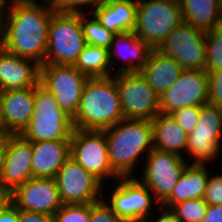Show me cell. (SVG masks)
I'll return each mask as SVG.
<instances>
[{
    "label": "cell",
    "mask_w": 222,
    "mask_h": 222,
    "mask_svg": "<svg viewBox=\"0 0 222 222\" xmlns=\"http://www.w3.org/2000/svg\"><path fill=\"white\" fill-rule=\"evenodd\" d=\"M88 77L74 65L43 64L40 83L56 98L63 112L73 119L78 111L83 87Z\"/></svg>",
    "instance_id": "10"
},
{
    "label": "cell",
    "mask_w": 222,
    "mask_h": 222,
    "mask_svg": "<svg viewBox=\"0 0 222 222\" xmlns=\"http://www.w3.org/2000/svg\"><path fill=\"white\" fill-rule=\"evenodd\" d=\"M105 0H49L48 7L53 13L90 14ZM85 8V11L83 8Z\"/></svg>",
    "instance_id": "30"
},
{
    "label": "cell",
    "mask_w": 222,
    "mask_h": 222,
    "mask_svg": "<svg viewBox=\"0 0 222 222\" xmlns=\"http://www.w3.org/2000/svg\"><path fill=\"white\" fill-rule=\"evenodd\" d=\"M32 142L20 134L6 136V152L0 186L12 193L24 184L32 174Z\"/></svg>",
    "instance_id": "17"
},
{
    "label": "cell",
    "mask_w": 222,
    "mask_h": 222,
    "mask_svg": "<svg viewBox=\"0 0 222 222\" xmlns=\"http://www.w3.org/2000/svg\"><path fill=\"white\" fill-rule=\"evenodd\" d=\"M53 216L55 222H89L90 204H63Z\"/></svg>",
    "instance_id": "32"
},
{
    "label": "cell",
    "mask_w": 222,
    "mask_h": 222,
    "mask_svg": "<svg viewBox=\"0 0 222 222\" xmlns=\"http://www.w3.org/2000/svg\"><path fill=\"white\" fill-rule=\"evenodd\" d=\"M81 14L82 27L86 44L99 46L107 50L110 49L111 43L115 36L114 33L108 31L93 13Z\"/></svg>",
    "instance_id": "28"
},
{
    "label": "cell",
    "mask_w": 222,
    "mask_h": 222,
    "mask_svg": "<svg viewBox=\"0 0 222 222\" xmlns=\"http://www.w3.org/2000/svg\"><path fill=\"white\" fill-rule=\"evenodd\" d=\"M218 8H219V12L222 16V0H218Z\"/></svg>",
    "instance_id": "46"
},
{
    "label": "cell",
    "mask_w": 222,
    "mask_h": 222,
    "mask_svg": "<svg viewBox=\"0 0 222 222\" xmlns=\"http://www.w3.org/2000/svg\"><path fill=\"white\" fill-rule=\"evenodd\" d=\"M209 83L208 104L222 108V70L206 71Z\"/></svg>",
    "instance_id": "35"
},
{
    "label": "cell",
    "mask_w": 222,
    "mask_h": 222,
    "mask_svg": "<svg viewBox=\"0 0 222 222\" xmlns=\"http://www.w3.org/2000/svg\"><path fill=\"white\" fill-rule=\"evenodd\" d=\"M11 202L18 209L48 215L63 205L55 178H30L11 193Z\"/></svg>",
    "instance_id": "16"
},
{
    "label": "cell",
    "mask_w": 222,
    "mask_h": 222,
    "mask_svg": "<svg viewBox=\"0 0 222 222\" xmlns=\"http://www.w3.org/2000/svg\"><path fill=\"white\" fill-rule=\"evenodd\" d=\"M183 22L203 32L212 31L222 17L218 0H179Z\"/></svg>",
    "instance_id": "26"
},
{
    "label": "cell",
    "mask_w": 222,
    "mask_h": 222,
    "mask_svg": "<svg viewBox=\"0 0 222 222\" xmlns=\"http://www.w3.org/2000/svg\"><path fill=\"white\" fill-rule=\"evenodd\" d=\"M40 64L14 55L0 46V91H17L40 82Z\"/></svg>",
    "instance_id": "19"
},
{
    "label": "cell",
    "mask_w": 222,
    "mask_h": 222,
    "mask_svg": "<svg viewBox=\"0 0 222 222\" xmlns=\"http://www.w3.org/2000/svg\"><path fill=\"white\" fill-rule=\"evenodd\" d=\"M32 174L35 178H55L70 157V140L32 142Z\"/></svg>",
    "instance_id": "21"
},
{
    "label": "cell",
    "mask_w": 222,
    "mask_h": 222,
    "mask_svg": "<svg viewBox=\"0 0 222 222\" xmlns=\"http://www.w3.org/2000/svg\"><path fill=\"white\" fill-rule=\"evenodd\" d=\"M89 222H122L104 197L90 204Z\"/></svg>",
    "instance_id": "34"
},
{
    "label": "cell",
    "mask_w": 222,
    "mask_h": 222,
    "mask_svg": "<svg viewBox=\"0 0 222 222\" xmlns=\"http://www.w3.org/2000/svg\"><path fill=\"white\" fill-rule=\"evenodd\" d=\"M123 116L152 120L159 113L160 95L140 72L115 74Z\"/></svg>",
    "instance_id": "11"
},
{
    "label": "cell",
    "mask_w": 222,
    "mask_h": 222,
    "mask_svg": "<svg viewBox=\"0 0 222 222\" xmlns=\"http://www.w3.org/2000/svg\"><path fill=\"white\" fill-rule=\"evenodd\" d=\"M115 182L116 186L113 191L110 189L106 193L105 200L122 222H142L152 216L151 211L155 207L160 206L154 194L138 176L119 177Z\"/></svg>",
    "instance_id": "7"
},
{
    "label": "cell",
    "mask_w": 222,
    "mask_h": 222,
    "mask_svg": "<svg viewBox=\"0 0 222 222\" xmlns=\"http://www.w3.org/2000/svg\"><path fill=\"white\" fill-rule=\"evenodd\" d=\"M123 119L115 74L88 78L82 90L77 114L72 119L74 128L104 130Z\"/></svg>",
    "instance_id": "3"
},
{
    "label": "cell",
    "mask_w": 222,
    "mask_h": 222,
    "mask_svg": "<svg viewBox=\"0 0 222 222\" xmlns=\"http://www.w3.org/2000/svg\"><path fill=\"white\" fill-rule=\"evenodd\" d=\"M209 101L206 70H184L180 77L160 95L159 113L172 112L190 106H202Z\"/></svg>",
    "instance_id": "15"
},
{
    "label": "cell",
    "mask_w": 222,
    "mask_h": 222,
    "mask_svg": "<svg viewBox=\"0 0 222 222\" xmlns=\"http://www.w3.org/2000/svg\"><path fill=\"white\" fill-rule=\"evenodd\" d=\"M0 222H18V208L12 202L0 212Z\"/></svg>",
    "instance_id": "40"
},
{
    "label": "cell",
    "mask_w": 222,
    "mask_h": 222,
    "mask_svg": "<svg viewBox=\"0 0 222 222\" xmlns=\"http://www.w3.org/2000/svg\"><path fill=\"white\" fill-rule=\"evenodd\" d=\"M151 124L153 128V148L181 157L186 155L188 134L171 115L158 113L151 120Z\"/></svg>",
    "instance_id": "24"
},
{
    "label": "cell",
    "mask_w": 222,
    "mask_h": 222,
    "mask_svg": "<svg viewBox=\"0 0 222 222\" xmlns=\"http://www.w3.org/2000/svg\"><path fill=\"white\" fill-rule=\"evenodd\" d=\"M86 45L81 14L53 13L44 64L74 65Z\"/></svg>",
    "instance_id": "6"
},
{
    "label": "cell",
    "mask_w": 222,
    "mask_h": 222,
    "mask_svg": "<svg viewBox=\"0 0 222 222\" xmlns=\"http://www.w3.org/2000/svg\"><path fill=\"white\" fill-rule=\"evenodd\" d=\"M212 32L220 39H222V17L214 25Z\"/></svg>",
    "instance_id": "44"
},
{
    "label": "cell",
    "mask_w": 222,
    "mask_h": 222,
    "mask_svg": "<svg viewBox=\"0 0 222 222\" xmlns=\"http://www.w3.org/2000/svg\"><path fill=\"white\" fill-rule=\"evenodd\" d=\"M6 152V137L0 136V179L3 173Z\"/></svg>",
    "instance_id": "42"
},
{
    "label": "cell",
    "mask_w": 222,
    "mask_h": 222,
    "mask_svg": "<svg viewBox=\"0 0 222 222\" xmlns=\"http://www.w3.org/2000/svg\"><path fill=\"white\" fill-rule=\"evenodd\" d=\"M206 71L222 70V39L212 31L206 32Z\"/></svg>",
    "instance_id": "31"
},
{
    "label": "cell",
    "mask_w": 222,
    "mask_h": 222,
    "mask_svg": "<svg viewBox=\"0 0 222 222\" xmlns=\"http://www.w3.org/2000/svg\"><path fill=\"white\" fill-rule=\"evenodd\" d=\"M8 2L0 15V46L14 55L43 65L52 10L44 2Z\"/></svg>",
    "instance_id": "1"
},
{
    "label": "cell",
    "mask_w": 222,
    "mask_h": 222,
    "mask_svg": "<svg viewBox=\"0 0 222 222\" xmlns=\"http://www.w3.org/2000/svg\"><path fill=\"white\" fill-rule=\"evenodd\" d=\"M10 133L6 130L5 123L2 116V106L0 102V136H8Z\"/></svg>",
    "instance_id": "43"
},
{
    "label": "cell",
    "mask_w": 222,
    "mask_h": 222,
    "mask_svg": "<svg viewBox=\"0 0 222 222\" xmlns=\"http://www.w3.org/2000/svg\"><path fill=\"white\" fill-rule=\"evenodd\" d=\"M222 108L202 105L194 130L188 134L186 154L193 164L218 160L222 146ZM221 148V149H220Z\"/></svg>",
    "instance_id": "8"
},
{
    "label": "cell",
    "mask_w": 222,
    "mask_h": 222,
    "mask_svg": "<svg viewBox=\"0 0 222 222\" xmlns=\"http://www.w3.org/2000/svg\"><path fill=\"white\" fill-rule=\"evenodd\" d=\"M137 0H105L93 14L108 31L115 35L134 30Z\"/></svg>",
    "instance_id": "22"
},
{
    "label": "cell",
    "mask_w": 222,
    "mask_h": 222,
    "mask_svg": "<svg viewBox=\"0 0 222 222\" xmlns=\"http://www.w3.org/2000/svg\"><path fill=\"white\" fill-rule=\"evenodd\" d=\"M183 22L179 0H137L133 32L152 50Z\"/></svg>",
    "instance_id": "5"
},
{
    "label": "cell",
    "mask_w": 222,
    "mask_h": 222,
    "mask_svg": "<svg viewBox=\"0 0 222 222\" xmlns=\"http://www.w3.org/2000/svg\"><path fill=\"white\" fill-rule=\"evenodd\" d=\"M70 157L102 183L109 178L112 182L119 178L110 166L104 130L74 128L70 140Z\"/></svg>",
    "instance_id": "9"
},
{
    "label": "cell",
    "mask_w": 222,
    "mask_h": 222,
    "mask_svg": "<svg viewBox=\"0 0 222 222\" xmlns=\"http://www.w3.org/2000/svg\"><path fill=\"white\" fill-rule=\"evenodd\" d=\"M207 182L204 200L208 205L222 204V175L213 174Z\"/></svg>",
    "instance_id": "36"
},
{
    "label": "cell",
    "mask_w": 222,
    "mask_h": 222,
    "mask_svg": "<svg viewBox=\"0 0 222 222\" xmlns=\"http://www.w3.org/2000/svg\"><path fill=\"white\" fill-rule=\"evenodd\" d=\"M144 163L139 180L161 205L171 195L189 159L153 148Z\"/></svg>",
    "instance_id": "12"
},
{
    "label": "cell",
    "mask_w": 222,
    "mask_h": 222,
    "mask_svg": "<svg viewBox=\"0 0 222 222\" xmlns=\"http://www.w3.org/2000/svg\"><path fill=\"white\" fill-rule=\"evenodd\" d=\"M183 71V67L173 58L161 54L158 50H151L140 73L161 95L180 77Z\"/></svg>",
    "instance_id": "25"
},
{
    "label": "cell",
    "mask_w": 222,
    "mask_h": 222,
    "mask_svg": "<svg viewBox=\"0 0 222 222\" xmlns=\"http://www.w3.org/2000/svg\"><path fill=\"white\" fill-rule=\"evenodd\" d=\"M110 166L119 177H134L139 159L153 149L151 120L126 119L104 129ZM143 155L145 157H143Z\"/></svg>",
    "instance_id": "2"
},
{
    "label": "cell",
    "mask_w": 222,
    "mask_h": 222,
    "mask_svg": "<svg viewBox=\"0 0 222 222\" xmlns=\"http://www.w3.org/2000/svg\"><path fill=\"white\" fill-rule=\"evenodd\" d=\"M202 222H222V204L208 205Z\"/></svg>",
    "instance_id": "39"
},
{
    "label": "cell",
    "mask_w": 222,
    "mask_h": 222,
    "mask_svg": "<svg viewBox=\"0 0 222 222\" xmlns=\"http://www.w3.org/2000/svg\"><path fill=\"white\" fill-rule=\"evenodd\" d=\"M205 34L206 32L182 22L168 35L157 50L176 60L184 70H205Z\"/></svg>",
    "instance_id": "14"
},
{
    "label": "cell",
    "mask_w": 222,
    "mask_h": 222,
    "mask_svg": "<svg viewBox=\"0 0 222 222\" xmlns=\"http://www.w3.org/2000/svg\"><path fill=\"white\" fill-rule=\"evenodd\" d=\"M22 1H25V2H36V0H22ZM39 1H42L44 3H47L49 0H38Z\"/></svg>",
    "instance_id": "47"
},
{
    "label": "cell",
    "mask_w": 222,
    "mask_h": 222,
    "mask_svg": "<svg viewBox=\"0 0 222 222\" xmlns=\"http://www.w3.org/2000/svg\"><path fill=\"white\" fill-rule=\"evenodd\" d=\"M11 203V193L0 186V212Z\"/></svg>",
    "instance_id": "41"
},
{
    "label": "cell",
    "mask_w": 222,
    "mask_h": 222,
    "mask_svg": "<svg viewBox=\"0 0 222 222\" xmlns=\"http://www.w3.org/2000/svg\"><path fill=\"white\" fill-rule=\"evenodd\" d=\"M18 222H55L53 215L18 209Z\"/></svg>",
    "instance_id": "37"
},
{
    "label": "cell",
    "mask_w": 222,
    "mask_h": 222,
    "mask_svg": "<svg viewBox=\"0 0 222 222\" xmlns=\"http://www.w3.org/2000/svg\"><path fill=\"white\" fill-rule=\"evenodd\" d=\"M209 171V172H208ZM207 164L187 163L171 195L161 204L170 209L174 204L195 198H204L210 177Z\"/></svg>",
    "instance_id": "23"
},
{
    "label": "cell",
    "mask_w": 222,
    "mask_h": 222,
    "mask_svg": "<svg viewBox=\"0 0 222 222\" xmlns=\"http://www.w3.org/2000/svg\"><path fill=\"white\" fill-rule=\"evenodd\" d=\"M207 207L203 198H195L174 204L170 209L181 222H202Z\"/></svg>",
    "instance_id": "29"
},
{
    "label": "cell",
    "mask_w": 222,
    "mask_h": 222,
    "mask_svg": "<svg viewBox=\"0 0 222 222\" xmlns=\"http://www.w3.org/2000/svg\"><path fill=\"white\" fill-rule=\"evenodd\" d=\"M2 116L10 134H20L30 122L34 110V87L0 91Z\"/></svg>",
    "instance_id": "20"
},
{
    "label": "cell",
    "mask_w": 222,
    "mask_h": 222,
    "mask_svg": "<svg viewBox=\"0 0 222 222\" xmlns=\"http://www.w3.org/2000/svg\"><path fill=\"white\" fill-rule=\"evenodd\" d=\"M151 50L147 43L133 31L115 35L109 49L112 75L140 72L146 64ZM118 60H122V63L121 61L118 62ZM116 63L117 65L120 63L118 70L115 69ZM114 69L116 72L113 71Z\"/></svg>",
    "instance_id": "18"
},
{
    "label": "cell",
    "mask_w": 222,
    "mask_h": 222,
    "mask_svg": "<svg viewBox=\"0 0 222 222\" xmlns=\"http://www.w3.org/2000/svg\"><path fill=\"white\" fill-rule=\"evenodd\" d=\"M7 2H8V0H0V15L3 12V10L5 9Z\"/></svg>",
    "instance_id": "45"
},
{
    "label": "cell",
    "mask_w": 222,
    "mask_h": 222,
    "mask_svg": "<svg viewBox=\"0 0 222 222\" xmlns=\"http://www.w3.org/2000/svg\"><path fill=\"white\" fill-rule=\"evenodd\" d=\"M74 66L88 78L111 76L109 50L87 44Z\"/></svg>",
    "instance_id": "27"
},
{
    "label": "cell",
    "mask_w": 222,
    "mask_h": 222,
    "mask_svg": "<svg viewBox=\"0 0 222 222\" xmlns=\"http://www.w3.org/2000/svg\"><path fill=\"white\" fill-rule=\"evenodd\" d=\"M55 180L63 204H92L105 195L106 186L71 157L58 170Z\"/></svg>",
    "instance_id": "13"
},
{
    "label": "cell",
    "mask_w": 222,
    "mask_h": 222,
    "mask_svg": "<svg viewBox=\"0 0 222 222\" xmlns=\"http://www.w3.org/2000/svg\"><path fill=\"white\" fill-rule=\"evenodd\" d=\"M158 210L161 212V214L159 213V217H157L156 220H149L151 219L149 216V218H145L142 222H181L171 209L165 208L160 205L158 207Z\"/></svg>",
    "instance_id": "38"
},
{
    "label": "cell",
    "mask_w": 222,
    "mask_h": 222,
    "mask_svg": "<svg viewBox=\"0 0 222 222\" xmlns=\"http://www.w3.org/2000/svg\"><path fill=\"white\" fill-rule=\"evenodd\" d=\"M201 106H190L172 112L170 115L176 123L187 133H191L198 120Z\"/></svg>",
    "instance_id": "33"
},
{
    "label": "cell",
    "mask_w": 222,
    "mask_h": 222,
    "mask_svg": "<svg viewBox=\"0 0 222 222\" xmlns=\"http://www.w3.org/2000/svg\"><path fill=\"white\" fill-rule=\"evenodd\" d=\"M34 110L20 135L28 141L71 140L72 119L60 108L54 95L40 82L34 86Z\"/></svg>",
    "instance_id": "4"
}]
</instances>
